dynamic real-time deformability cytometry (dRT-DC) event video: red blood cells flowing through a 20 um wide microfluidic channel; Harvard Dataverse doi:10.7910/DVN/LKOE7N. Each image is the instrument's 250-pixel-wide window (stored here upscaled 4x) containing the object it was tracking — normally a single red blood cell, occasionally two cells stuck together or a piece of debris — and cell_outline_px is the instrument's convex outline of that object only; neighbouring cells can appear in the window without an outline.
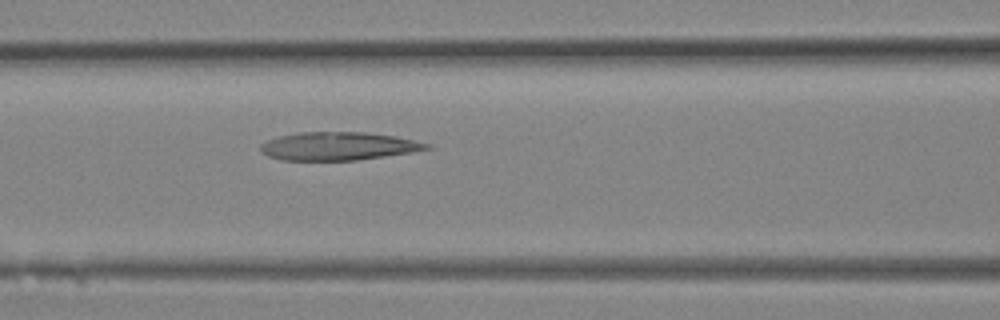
{"species": "Egyptian fruit bat (a non-hibernating species)", "species_latin": "Rousettus aegyptiacus", "temperature_condition": "room temperature", "stored_images_in_passage": 12, "camera_frame_rate_fps": 3000, "um_per_image_px": 0.085, "animal": {"sex": "female"}, "frame": {"image": 1, "passage_image": 12, "time_ms": 3.667, "image_size_px": [1000, 320], "cell_outline_px": [[432, 148], [412, 152], [356, 160], [280, 160], [268, 156], [260, 152], [260, 144], [268, 140], [280, 136], [300, 132], [364, 132], [396, 136], [432, 144]], "centroid_in_image_um": [28.76, 12.42], "position_along_channel_um": 137.8, "area_um2": 27.28}}